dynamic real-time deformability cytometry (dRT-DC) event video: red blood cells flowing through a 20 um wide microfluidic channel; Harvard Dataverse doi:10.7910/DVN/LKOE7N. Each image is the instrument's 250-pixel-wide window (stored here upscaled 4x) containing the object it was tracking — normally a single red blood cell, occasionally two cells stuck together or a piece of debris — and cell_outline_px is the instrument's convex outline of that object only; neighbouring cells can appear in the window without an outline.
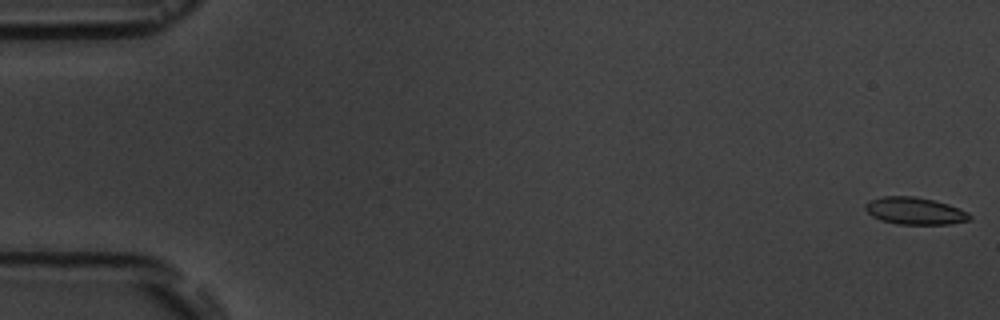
{"species": "common noctule bat (a hibernating species)", "species_latin": "Nyctalus noctula", "temperature_condition": "room temperature", "stored_images_in_passage": 5, "camera_frame_rate_fps": 3000, "um_per_image_px": 0.085, "animal": {"sex": "male", "body_mass_g": 19.5, "forearm_length_mm": 54.6}, "frame": {"image": 1, "passage_image": 1, "time_ms": 0.0, "image_size_px": [1000, 320], "cell_outline_px": [[972, 220], [952, 224], [896, 224], [880, 220], [872, 216], [864, 208], [864, 204], [868, 200], [884, 196], [916, 196], [948, 204], [968, 212], [972, 216]], "centroid_in_image_um": [77.76, 17.93], "position_along_channel_um": 7.2, "area_um2": 16.7}}
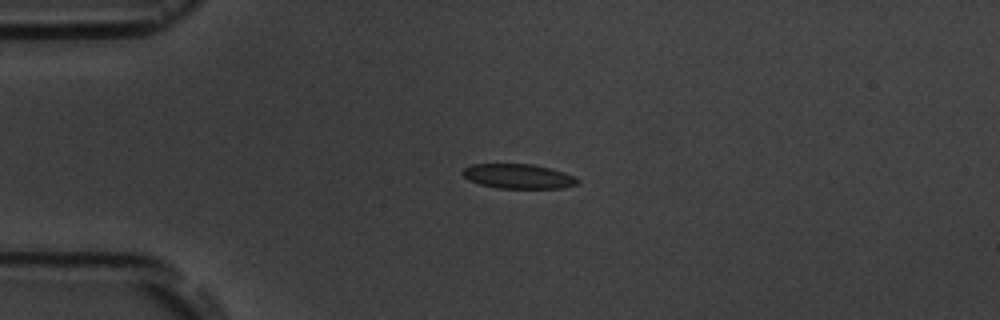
{"frame": {"image": 2, "passage_image": 4, "time_ms": 4.333, "image_size_px": [1000, 320], "cell_outline_px": [[580, 184], [564, 188], [496, 188], [480, 184], [468, 180], [460, 172], [464, 168], [472, 164], [532, 164], [564, 172], [580, 180]], "centroid_in_image_um": [44.05, 14.99], "position_along_channel_um": 40.9, "area_um2": 16.53}}